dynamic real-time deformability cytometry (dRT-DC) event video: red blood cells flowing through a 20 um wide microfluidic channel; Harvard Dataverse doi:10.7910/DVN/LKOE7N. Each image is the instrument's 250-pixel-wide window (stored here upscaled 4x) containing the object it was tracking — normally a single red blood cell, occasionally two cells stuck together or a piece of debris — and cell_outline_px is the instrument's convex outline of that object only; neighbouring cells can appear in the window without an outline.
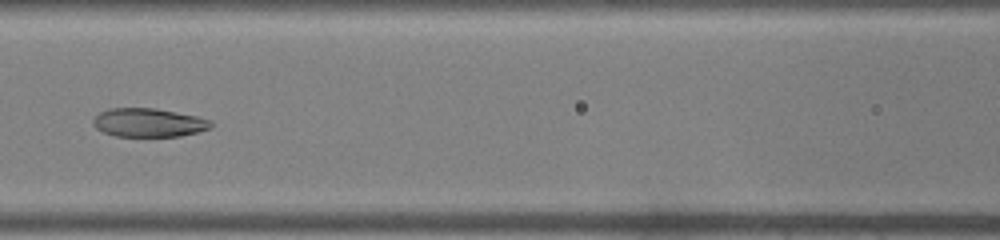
{"species": "common noctule bat (a hibernating species)", "species_latin": "Nyctalus noctula", "temperature_condition": "warm", "stored_images_in_passage": 44, "camera_frame_rate_fps": 3000, "um_per_image_px": 0.085, "animal": {"sex": "male", "body_mass_g": 19.0, "forearm_length_mm": 50.8}, "frame": {"image": 1, "passage_image": 20, "time_ms": 6.333, "image_size_px": [1000, 240], "cell_outline_px": [[212, 124], [208, 128], [196, 132], [180, 136], [116, 136], [104, 132], [96, 128], [92, 124], [92, 120], [100, 112], [108, 108], [156, 108], [196, 116], [212, 120]], "centroid_in_image_um": [12.6, 10.41], "position_along_channel_um": 154.0, "area_um2": 19.54}}
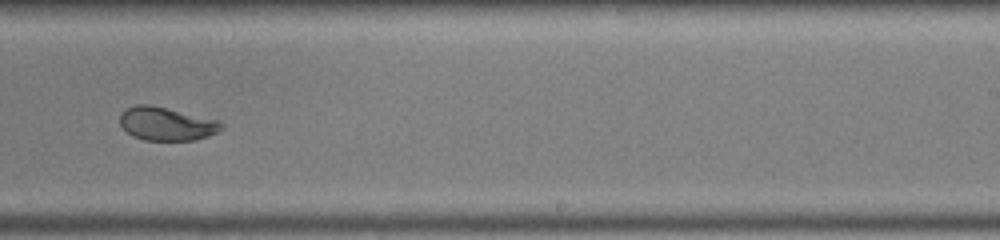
{"frame": {"image": 2, "passage_image": 28, "time_ms": 9.0, "image_size_px": [1000, 240], "cell_outline_px": [[224, 128], [208, 136], [196, 140], [144, 140], [132, 136], [120, 124], [120, 112], [124, 108], [136, 104], [148, 104], [220, 120], [224, 124]], "centroid_in_image_um": [14.15, 10.51], "position_along_channel_um": 274.8, "area_um2": 19.88}}
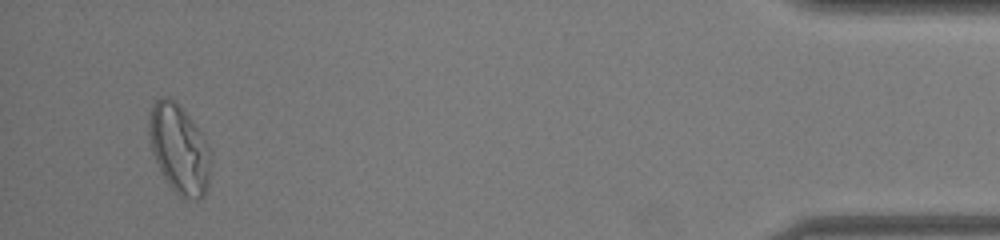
{"frame": {"image": 3, "passage_image": 42, "time_ms": 13.667, "image_size_px": [1000, 240], "cell_outline_px": [[212, 164], [208, 184], [204, 196], [200, 200], [184, 200], [168, 184], [160, 172], [152, 152], [148, 132], [148, 120], [152, 104], [160, 96], [168, 96], [180, 104], [204, 136], [212, 152]], "centroid_in_image_um": [15.25, 12.67], "position_along_channel_um": 419.9, "area_um2": 32.95}}